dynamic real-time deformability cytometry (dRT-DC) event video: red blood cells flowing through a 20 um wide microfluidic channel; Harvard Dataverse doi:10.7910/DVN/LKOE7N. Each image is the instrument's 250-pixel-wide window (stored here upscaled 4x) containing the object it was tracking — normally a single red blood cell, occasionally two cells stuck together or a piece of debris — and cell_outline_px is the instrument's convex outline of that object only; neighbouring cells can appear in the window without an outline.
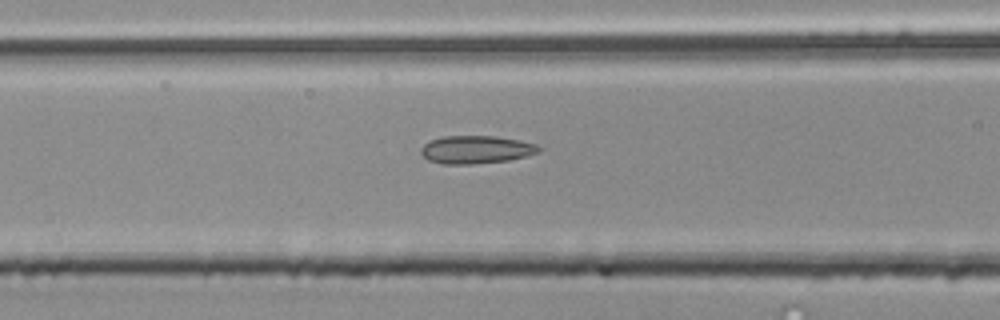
{"species": "common noctule bat (a hibernating species)", "species_latin": "Nyctalus noctula", "temperature_condition": "room temperature", "stored_images_in_passage": 14, "camera_frame_rate_fps": 3000, "um_per_image_px": 0.085, "animal": {"sex": "male", "body_mass_g": 20.4}, "frame": {"image": 1, "passage_image": 12, "time_ms": 3.667, "image_size_px": [1000, 320], "cell_outline_px": [[540, 152], [508, 160], [472, 164], [444, 164], [428, 160], [420, 152], [420, 148], [424, 144], [432, 140], [444, 136], [492, 136], [520, 140], [536, 144], [540, 148]], "centroid_in_image_um": [40.45, 12.71], "position_along_channel_um": 126.1, "area_um2": 19.02}}